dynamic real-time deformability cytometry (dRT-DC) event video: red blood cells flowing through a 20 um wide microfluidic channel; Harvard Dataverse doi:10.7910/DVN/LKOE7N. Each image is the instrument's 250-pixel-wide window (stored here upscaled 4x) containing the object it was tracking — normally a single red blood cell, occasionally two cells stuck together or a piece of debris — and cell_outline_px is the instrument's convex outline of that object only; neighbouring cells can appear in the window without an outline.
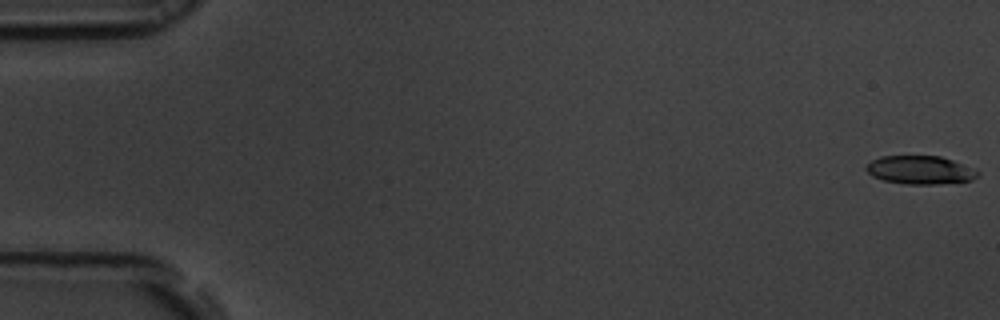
{"species": "common noctule bat (a hibernating species)", "species_latin": "Nyctalus noctula", "temperature_condition": "room temperature", "stored_images_in_passage": 56, "camera_frame_rate_fps": 3000, "um_per_image_px": 0.085, "animal": {"sex": "male", "body_mass_g": 19.5, "forearm_length_mm": 54.6}, "frame": {"image": 1, "passage_image": 1, "time_ms": 0.0, "image_size_px": [1000, 320], "cell_outline_px": [[980, 176], [972, 180], [936, 184], [904, 184], [884, 180], [872, 176], [864, 168], [872, 160], [880, 156], [940, 156], [952, 160], [980, 172]], "centroid_in_image_um": [78.2, 14.45], "position_along_channel_um": 6.8, "area_um2": 18.32}}
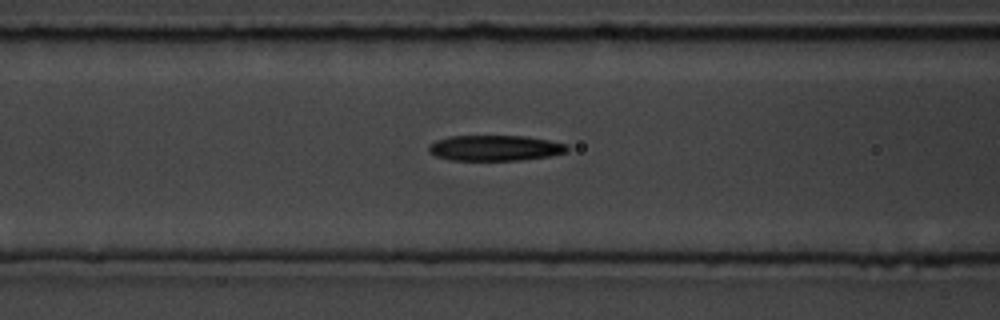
{"frame": {"image": 2, "passage_image": 23, "time_ms": 7.333, "image_size_px": [1000, 320], "cell_outline_px": [[568, 152], [548, 156], [520, 160], [448, 160], [436, 156], [428, 152], [428, 144], [436, 140], [448, 136], [524, 136], [548, 140], [564, 144], [568, 148]], "centroid_in_image_um": [42.01, 12.58], "position_along_channel_um": 124.6, "area_um2": 20.63}}
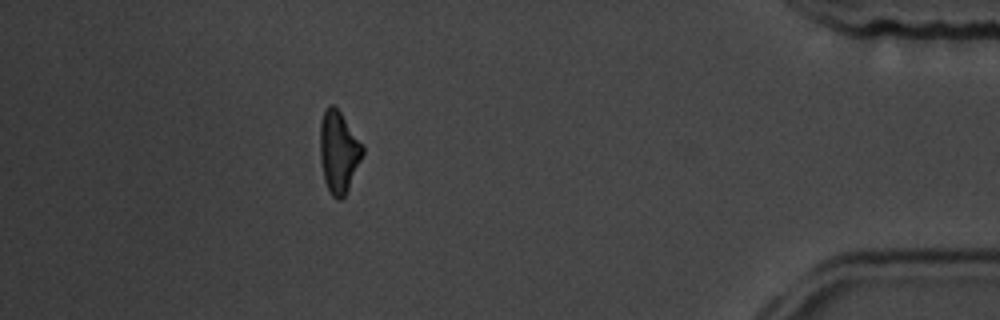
{"frame": {"image": 3, "passage_image": 50, "time_ms": 16.333, "image_size_px": [1000, 320], "cell_outline_px": [[364, 152], [348, 188], [344, 196], [340, 200], [336, 200], [332, 196], [324, 180], [320, 160], [320, 124], [324, 112], [328, 104], [332, 104], [340, 112], [364, 144]], "centroid_in_image_um": [28.78, 12.9], "position_along_channel_um": 406.4, "area_um2": 20.23}, "authors_computed_cell_mechanics": {"area_um2": 20.4612, "velocity_mm_per_s": 3.6908, "shape_relaxation_time_tau1_ms": 4.3773, "shape_relaxation_time_tau2_ms": 2.516, "deformation_change_tau1": 0.1588, "deformation_change_tau2": 0.1242}}